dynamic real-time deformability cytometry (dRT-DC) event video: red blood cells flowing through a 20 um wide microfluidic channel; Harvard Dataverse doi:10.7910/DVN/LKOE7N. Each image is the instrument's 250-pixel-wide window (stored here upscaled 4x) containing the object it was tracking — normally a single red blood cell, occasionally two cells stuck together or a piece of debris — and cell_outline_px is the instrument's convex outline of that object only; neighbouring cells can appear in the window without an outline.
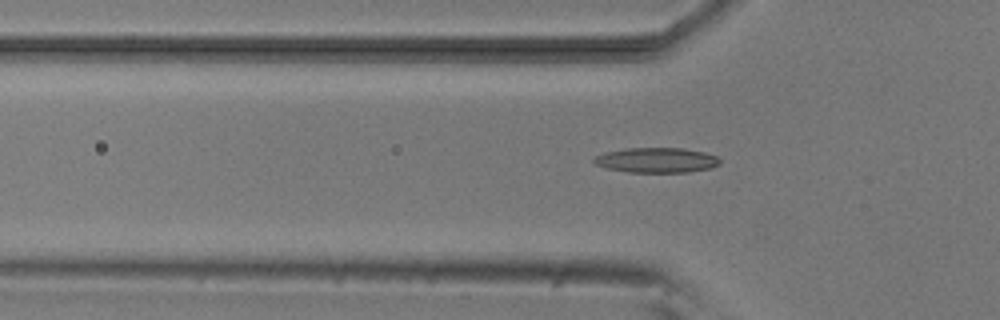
{"species": "common noctule bat (a hibernating species)", "species_latin": "Nyctalus noctula", "temperature_condition": "room temperature", "stored_images_in_passage": 8, "camera_frame_rate_fps": 3000, "um_per_image_px": 0.085, "animal": {"sex": "male", "body_mass_g": 20.5, "forearm_length_mm": 52.5}, "frame": {"image": 1, "passage_image": 5, "time_ms": 5.333, "image_size_px": [1000, 320], "cell_outline_px": [[720, 164], [712, 168], [688, 172], [628, 172], [604, 168], [596, 164], [592, 160], [596, 156], [604, 152], [624, 148], [684, 148], [704, 152], [716, 156], [720, 160]], "centroid_in_image_um": [55.79, 13.61], "position_along_channel_um": 70.0, "area_um2": 18.5}}
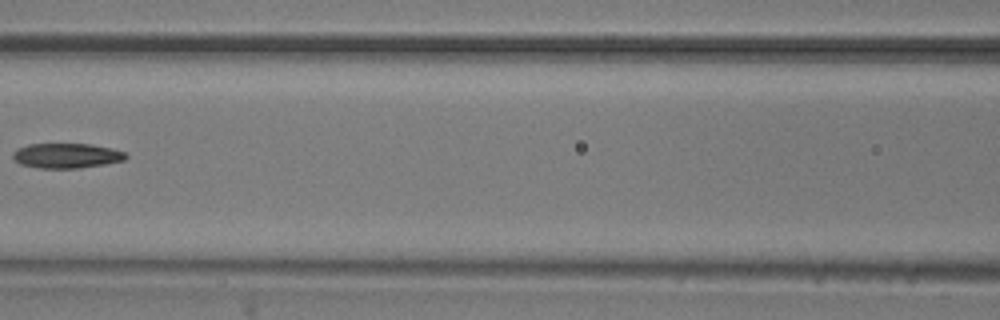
{"frame": {"image": 2, "passage_image": 7, "time_ms": 7.667, "image_size_px": [1000, 320], "cell_outline_px": [[128, 156], [124, 160], [104, 164], [76, 168], [36, 168], [20, 164], [12, 156], [12, 152], [16, 148], [28, 144], [92, 144], [112, 148], [124, 152]], "centroid_in_image_um": [5.62, 13.22], "position_along_channel_um": 161.0, "area_um2": 16.42}}
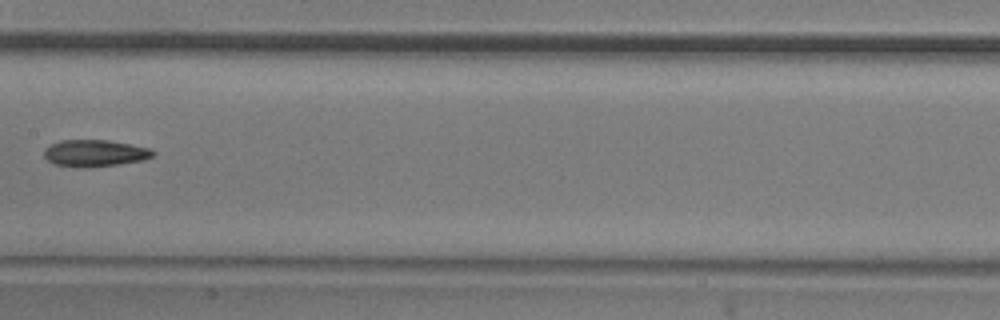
{"frame": {"image": 3, "passage_image": 8, "time_ms": 8.667, "image_size_px": [1000, 320], "cell_outline_px": [[156, 152], [152, 156], [144, 160], [88, 168], [80, 168], [52, 164], [44, 156], [44, 148], [60, 140], [108, 140], [152, 148]], "centroid_in_image_um": [8.05, 13.02], "position_along_channel_um": 199.3, "area_um2": 17.17}}